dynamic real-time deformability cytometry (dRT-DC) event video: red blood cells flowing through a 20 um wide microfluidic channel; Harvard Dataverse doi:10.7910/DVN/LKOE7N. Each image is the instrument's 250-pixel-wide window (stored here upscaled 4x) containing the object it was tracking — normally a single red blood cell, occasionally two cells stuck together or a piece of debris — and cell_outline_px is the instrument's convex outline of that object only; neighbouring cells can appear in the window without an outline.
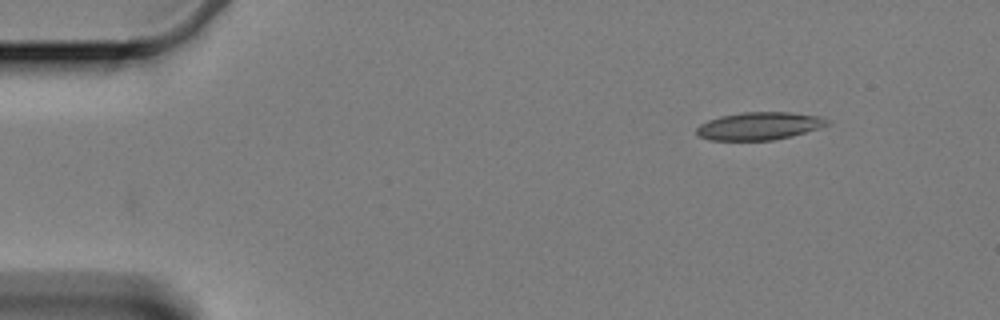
{"species": "Egyptian fruit bat (a non-hibernating species)", "species_latin": "Rousettus aegyptiacus", "temperature_condition": "cold", "stored_images_in_passage": 51, "camera_frame_rate_fps": 3000, "um_per_image_px": 0.085, "animal": {"sex": "female"}, "frame": {"image": 1, "passage_image": 1, "time_ms": 0.0, "image_size_px": [1000, 320], "cell_outline_px": [[832, 124], [820, 128], [792, 136], [772, 140], [708, 140], [700, 136], [696, 132], [696, 128], [700, 124], [708, 120], [720, 116], [744, 112], [792, 112], [824, 116]], "centroid_in_image_um": [64.59, 10.7], "position_along_channel_um": 20.4, "area_um2": 21.33}}
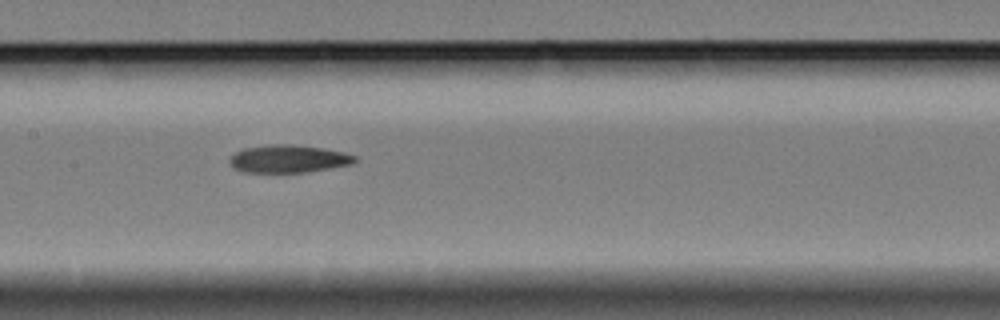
{"frame": {"image": 2, "passage_image": 23, "time_ms": 7.333, "image_size_px": [1000, 320], "cell_outline_px": [[356, 160], [352, 164], [304, 172], [244, 172], [236, 168], [228, 160], [236, 152], [244, 148], [272, 144], [288, 144], [320, 148], [344, 152], [356, 156]], "centroid_in_image_um": [24.52, 13.49], "position_along_channel_um": 182.9, "area_um2": 19.83}}
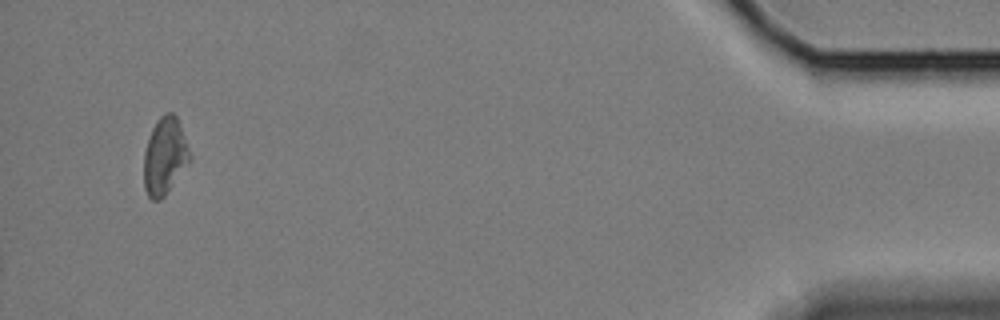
{"frame": {"image": 3, "passage_image": 51, "time_ms": 16.667, "image_size_px": [1000, 320], "cell_outline_px": [[192, 156], [164, 196], [160, 200], [152, 200], [148, 196], [144, 188], [144, 152], [152, 128], [156, 120], [164, 112], [172, 112], [176, 116], [180, 124]], "centroid_in_image_um": [13.99, 13.24], "position_along_channel_um": 421.2, "area_um2": 20.4}}